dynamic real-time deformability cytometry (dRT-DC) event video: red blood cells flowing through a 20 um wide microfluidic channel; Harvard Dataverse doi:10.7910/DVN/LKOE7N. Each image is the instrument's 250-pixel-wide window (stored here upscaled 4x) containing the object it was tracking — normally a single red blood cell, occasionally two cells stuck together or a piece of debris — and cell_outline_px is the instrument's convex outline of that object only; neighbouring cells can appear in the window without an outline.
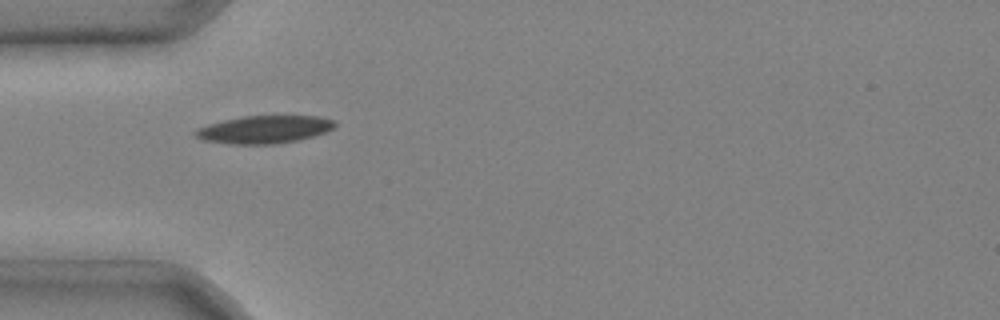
{"species": "common noctule bat (a hibernating species)", "species_latin": "Nyctalus noctula", "temperature_condition": "cold", "stored_images_in_passage": 3, "camera_frame_rate_fps": 3000, "um_per_image_px": 0.085, "animal": {"sex": "male", "body_mass_g": 20.4}, "frame": {"image": 1, "passage_image": 1, "time_ms": 0.0, "image_size_px": [1000, 320], "cell_outline_px": [[336, 124], [332, 128], [324, 132], [300, 140], [276, 144], [232, 144], [204, 140], [196, 136], [192, 132], [196, 128], [208, 124], [224, 120], [244, 116], [316, 116], [332, 120]], "centroid_in_image_um": [22.42, 11.01], "position_along_channel_um": 62.6, "area_um2": 22.37}}
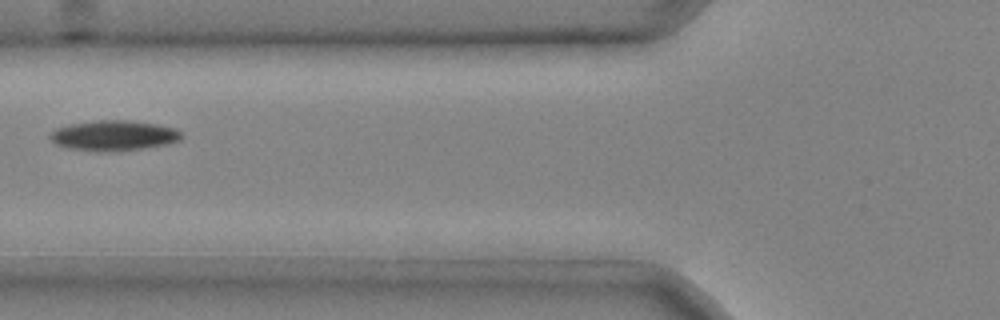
{"frame": {"image": 2, "passage_image": 2, "time_ms": 0.333, "image_size_px": [1000, 320], "cell_outline_px": [[184, 136], [180, 140], [168, 144], [116, 152], [96, 152], [68, 148], [56, 144], [48, 136], [56, 128], [72, 124], [96, 120], [128, 120], [156, 124], [176, 128]], "centroid_in_image_um": [9.68, 11.53], "position_along_channel_um": 116.1, "area_um2": 23.35}}
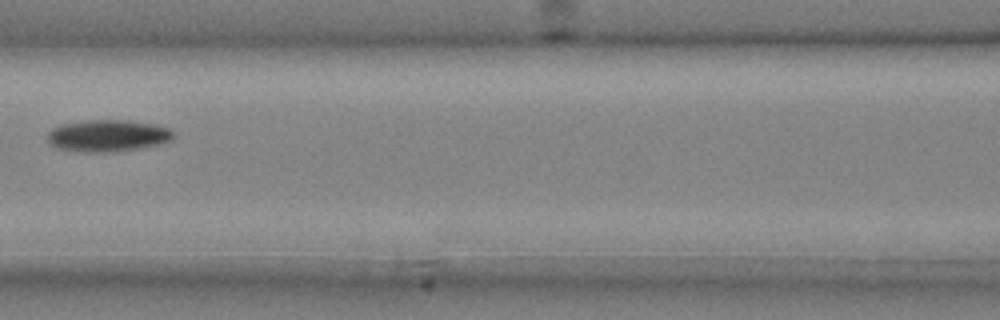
{"frame": {"image": 3, "passage_image": 3, "time_ms": 0.667, "image_size_px": [1000, 320], "cell_outline_px": [[172, 140], [160, 144], [112, 152], [84, 152], [56, 148], [48, 144], [48, 132], [52, 128], [64, 124], [84, 120], [128, 120], [156, 124], [168, 128], [172, 132]], "centroid_in_image_um": [9.13, 11.53], "position_along_channel_um": 157.5, "area_um2": 23.35}}